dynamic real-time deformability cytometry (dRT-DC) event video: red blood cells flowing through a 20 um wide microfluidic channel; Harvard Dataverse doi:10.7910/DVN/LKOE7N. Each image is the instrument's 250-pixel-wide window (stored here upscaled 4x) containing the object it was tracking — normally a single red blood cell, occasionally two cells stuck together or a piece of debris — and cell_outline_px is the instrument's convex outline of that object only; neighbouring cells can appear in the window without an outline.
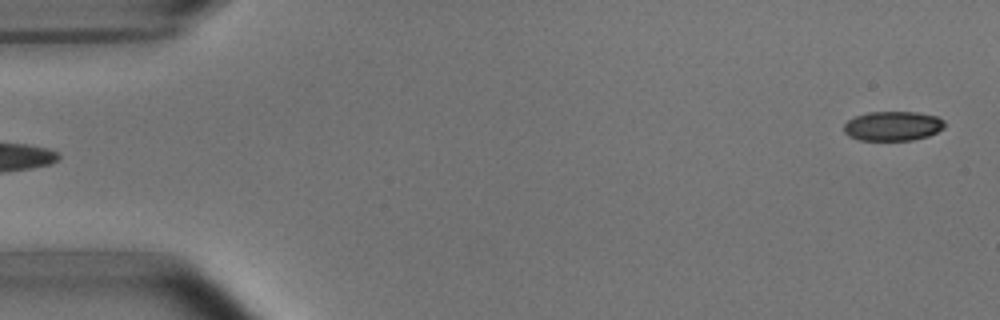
{"species": "common noctule bat (a hibernating species)", "species_latin": "Nyctalus noctula", "temperature_condition": "room temperature", "stored_images_in_passage": 6, "camera_frame_rate_fps": 3000, "um_per_image_px": 0.085, "animal": {"sex": "male", "body_mass_g": 15.6}, "frame": {"image": 1, "passage_image": 6, "time_ms": 6.0, "image_size_px": [1000, 320], "cell_outline_px": [[944, 128], [928, 136], [912, 140], [860, 140], [848, 136], [844, 132], [844, 124], [848, 120], [856, 116], [868, 112], [916, 112], [936, 116], [944, 120]], "centroid_in_image_um": [75.88, 10.71], "position_along_channel_um": 9.1, "area_um2": 17.28}}